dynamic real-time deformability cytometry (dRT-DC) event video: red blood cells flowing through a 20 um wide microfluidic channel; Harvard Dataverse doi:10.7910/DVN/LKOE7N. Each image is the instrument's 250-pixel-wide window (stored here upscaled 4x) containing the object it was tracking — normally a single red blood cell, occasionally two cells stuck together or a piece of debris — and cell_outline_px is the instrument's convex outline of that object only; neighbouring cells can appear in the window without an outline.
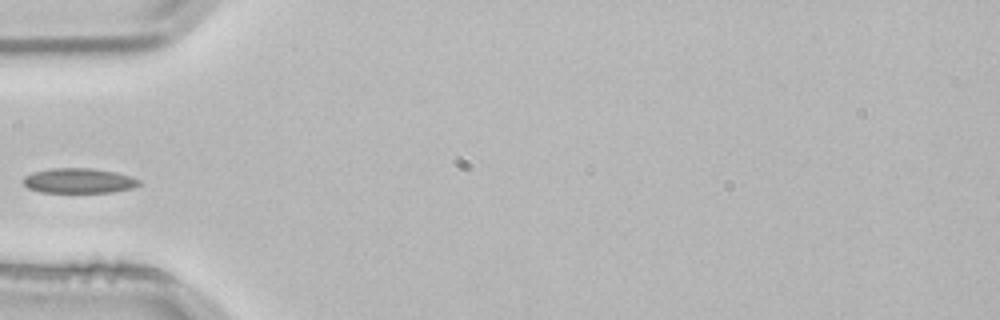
{"species": "common noctule bat (a hibernating species)", "species_latin": "Nyctalus noctula", "temperature_condition": "room temperature", "stored_images_in_passage": 3, "camera_frame_rate_fps": 3000, "um_per_image_px": 0.085, "animal": {"sex": "male", "body_mass_g": 21.5, "forearm_length_mm": 52.0}, "frame": {"image": 1, "passage_image": 3, "time_ms": 0.667, "image_size_px": [1000, 320], "cell_outline_px": [[140, 184], [132, 188], [112, 192], [40, 192], [28, 188], [24, 184], [24, 176], [32, 172], [52, 168], [92, 168], [116, 172], [132, 176], [140, 180]], "centroid_in_image_um": [6.71, 15.35], "position_along_channel_um": 78.3, "area_um2": 16.88}}